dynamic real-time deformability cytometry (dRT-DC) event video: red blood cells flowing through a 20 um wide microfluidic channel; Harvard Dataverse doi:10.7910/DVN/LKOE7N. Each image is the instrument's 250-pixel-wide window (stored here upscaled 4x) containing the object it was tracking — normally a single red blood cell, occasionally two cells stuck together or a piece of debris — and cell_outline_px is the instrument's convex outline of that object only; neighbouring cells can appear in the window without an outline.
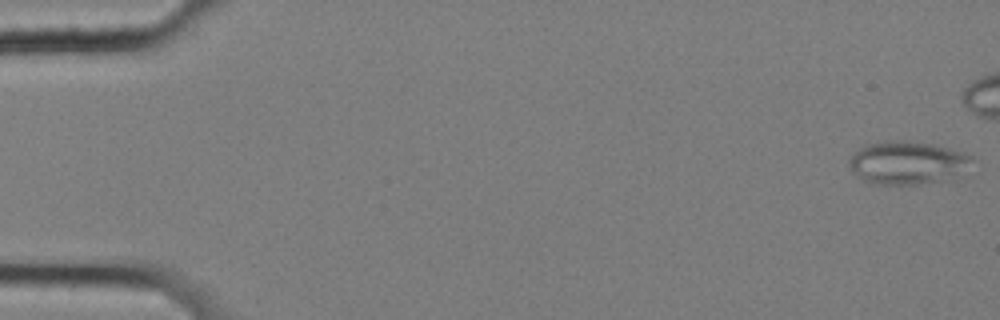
{"species": "common noctule bat (a hibernating species)", "species_latin": "Nyctalus noctula", "temperature_condition": "cold", "stored_images_in_passage": 48, "segment_of_instrument_passage": [1, 2], "camera_frame_rate_fps": 3000, "um_per_image_px": 0.085, "animal": {"sex": "female", "body_mass_g": 25.1}, "frame": {"image": 1, "passage_image": 1, "time_ms": 0.0, "image_size_px": [1000, 320], "cell_outline_px": [[972, 160], [940, 180], [916, 184], [876, 184], [864, 180], [848, 164], [848, 160], [860, 148], [868, 144], [888, 140], [904, 140], [932, 144], [964, 152], [972, 156]], "centroid_in_image_um": [77.01, 13.79], "position_along_channel_um": 8.0, "area_um2": 29.36}}
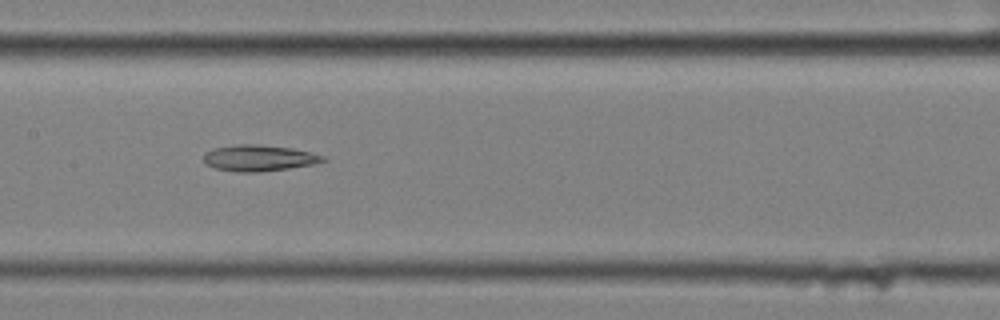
{"frame": {"image": 2, "passage_image": 29, "time_ms": 9.333, "image_size_px": [1000, 320], "cell_outline_px": [[328, 160], [316, 164], [260, 172], [236, 172], [216, 168], [204, 164], [204, 152], [212, 148], [236, 144], [260, 144], [292, 148], [324, 156]], "centroid_in_image_um": [21.98, 13.43], "position_along_channel_um": 185.4, "area_um2": 18.38}}
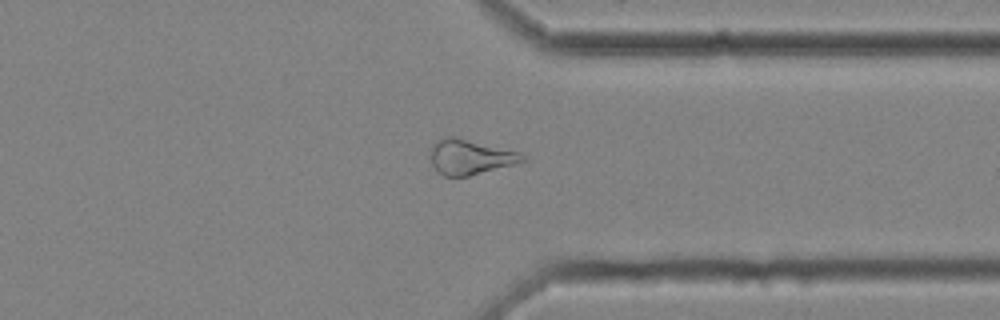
{"frame": {"image": 3, "passage_image": 45, "time_ms": 14.667, "image_size_px": [1000, 320], "cell_outline_px": [[528, 160], [468, 176], [444, 176], [436, 172], [432, 164], [432, 144], [436, 140], [448, 136], [452, 136], [520, 152]], "centroid_in_image_um": [39.95, 13.35], "position_along_channel_um": 371.5, "area_um2": 18.5}}